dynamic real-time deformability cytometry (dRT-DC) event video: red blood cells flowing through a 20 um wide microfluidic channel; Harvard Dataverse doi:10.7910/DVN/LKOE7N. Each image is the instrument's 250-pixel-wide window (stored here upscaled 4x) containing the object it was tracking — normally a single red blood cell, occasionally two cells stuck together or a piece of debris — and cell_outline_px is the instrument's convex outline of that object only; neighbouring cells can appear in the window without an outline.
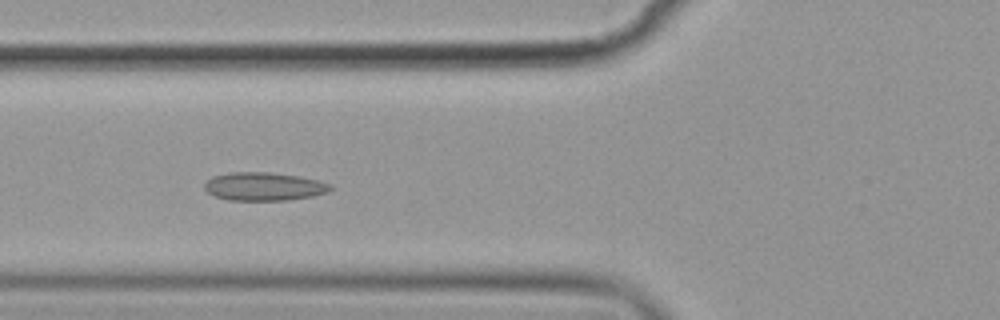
{"species": "common noctule bat (a hibernating species)", "species_latin": "Nyctalus noctula", "temperature_condition": "cold", "stored_images_in_passage": 14, "camera_frame_rate_fps": 3000, "um_per_image_px": 0.085, "animal": {"sex": "female", "body_mass_g": 19.9}, "frame": {"image": 1, "passage_image": 5, "time_ms": 5.667, "image_size_px": [1000, 320], "cell_outline_px": [[332, 188], [328, 192], [312, 196], [288, 200], [228, 200], [216, 196], [208, 192], [204, 188], [204, 184], [212, 176], [228, 172], [272, 172], [300, 176], [332, 184]], "centroid_in_image_um": [22.44, 15.84], "position_along_channel_um": 103.4, "area_um2": 20.81}}
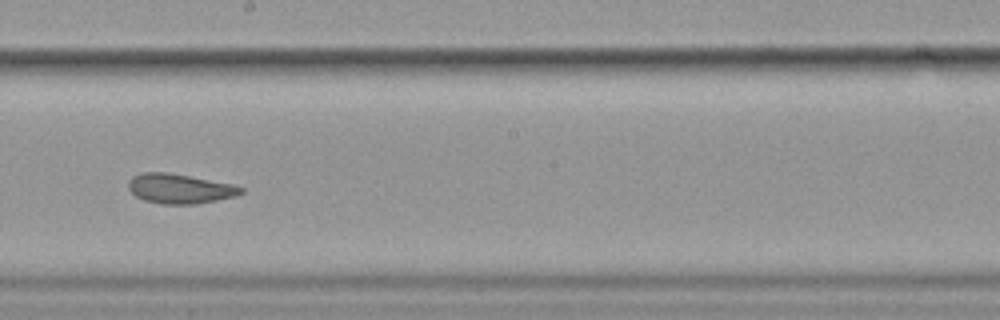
{"frame": {"image": 2, "passage_image": 8, "time_ms": 9.333, "image_size_px": [1000, 320], "cell_outline_px": [[244, 192], [236, 196], [196, 204], [160, 204], [144, 200], [136, 196], [128, 188], [128, 180], [132, 176], [144, 172], [168, 172], [232, 184], [244, 188]], "centroid_in_image_um": [15.27, 16.03], "position_along_channel_um": 232.9, "area_um2": 19.48}}
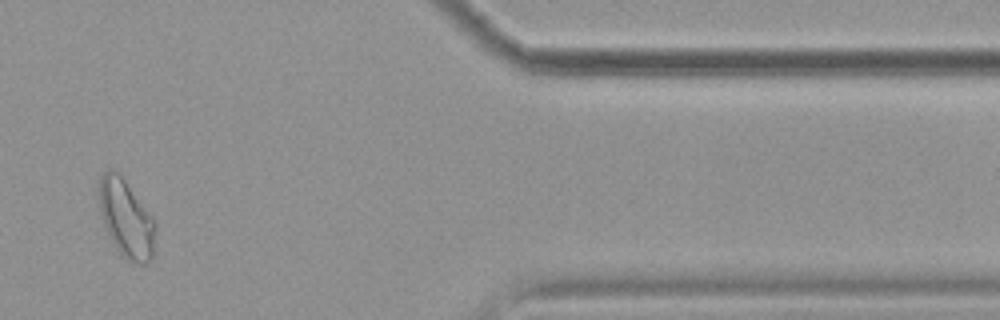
{"frame": {"image": 3, "passage_image": 12, "time_ms": 15.0, "image_size_px": [1000, 320], "cell_outline_px": [[156, 228], [152, 260], [148, 264], [140, 264], [128, 260], [116, 248], [104, 224], [100, 212], [100, 176], [108, 168], [112, 168], [124, 180], [152, 216], [156, 224]], "centroid_in_image_um": [10.75, 18.61], "position_along_channel_um": 400.6, "area_um2": 25.09}, "authors_computed_cell_mechanics": {"area_um2": 21.3282, "velocity_mm_per_s": 3.5433, "shape_relaxation_time_tau1_ms": null, "shape_relaxation_time_tau2_ms": 2.6475, "deformation_change_tau1": null, "deformation_change_tau2": 0.0604}}